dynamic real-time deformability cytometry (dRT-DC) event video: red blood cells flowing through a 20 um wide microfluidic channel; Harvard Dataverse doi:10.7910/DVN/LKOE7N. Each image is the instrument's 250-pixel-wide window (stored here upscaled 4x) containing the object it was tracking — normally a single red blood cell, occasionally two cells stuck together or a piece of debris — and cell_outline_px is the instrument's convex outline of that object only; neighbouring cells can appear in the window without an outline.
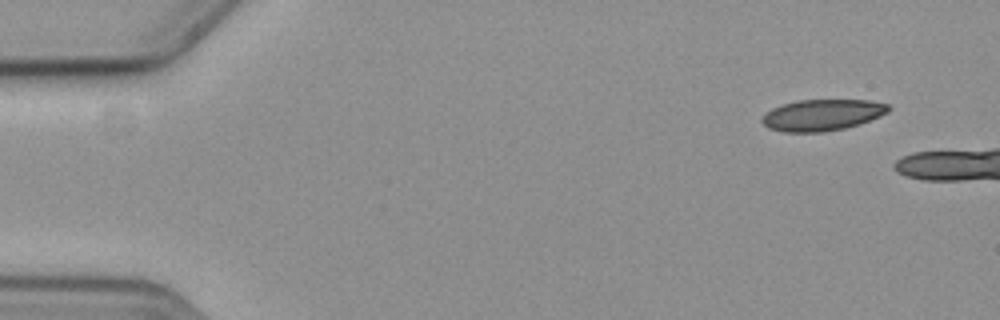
{"species": "common noctule bat (a hibernating species)", "species_latin": "Nyctalus noctula", "temperature_condition": "cold", "stored_images_in_passage": 10, "camera_frame_rate_fps": 3000, "um_per_image_px": 0.085, "animal": {"sex": "female", "body_mass_g": 19.3, "forearm_length_mm": 54.1}, "frame": {"image": 1, "passage_image": 1, "time_ms": 0.0, "image_size_px": [1000, 320], "cell_outline_px": [[892, 108], [888, 112], [880, 116], [860, 124], [844, 128], [824, 132], [784, 132], [768, 128], [760, 120], [764, 112], [772, 108], [796, 100], [868, 100], [888, 104]], "centroid_in_image_um": [69.87, 9.77], "position_along_channel_um": 15.1, "area_um2": 23.24}}